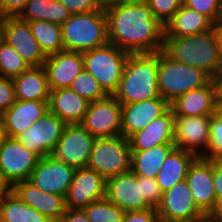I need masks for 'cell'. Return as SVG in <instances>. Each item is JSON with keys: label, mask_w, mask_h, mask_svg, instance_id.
<instances>
[{"label": "cell", "mask_w": 222, "mask_h": 222, "mask_svg": "<svg viewBox=\"0 0 222 222\" xmlns=\"http://www.w3.org/2000/svg\"><path fill=\"white\" fill-rule=\"evenodd\" d=\"M162 51L175 61L204 71L213 80L222 71L215 27L191 36L164 38Z\"/></svg>", "instance_id": "cell-2"}, {"label": "cell", "mask_w": 222, "mask_h": 222, "mask_svg": "<svg viewBox=\"0 0 222 222\" xmlns=\"http://www.w3.org/2000/svg\"><path fill=\"white\" fill-rule=\"evenodd\" d=\"M69 88L89 102L101 100L108 96L98 81L85 69L73 80Z\"/></svg>", "instance_id": "cell-34"}, {"label": "cell", "mask_w": 222, "mask_h": 222, "mask_svg": "<svg viewBox=\"0 0 222 222\" xmlns=\"http://www.w3.org/2000/svg\"><path fill=\"white\" fill-rule=\"evenodd\" d=\"M149 0H115L117 3H122V4H136V5H143V4H148Z\"/></svg>", "instance_id": "cell-54"}, {"label": "cell", "mask_w": 222, "mask_h": 222, "mask_svg": "<svg viewBox=\"0 0 222 222\" xmlns=\"http://www.w3.org/2000/svg\"><path fill=\"white\" fill-rule=\"evenodd\" d=\"M48 111V101L16 100L15 103L1 115L7 137L15 138L18 134L28 130L33 123L39 121Z\"/></svg>", "instance_id": "cell-24"}, {"label": "cell", "mask_w": 222, "mask_h": 222, "mask_svg": "<svg viewBox=\"0 0 222 222\" xmlns=\"http://www.w3.org/2000/svg\"><path fill=\"white\" fill-rule=\"evenodd\" d=\"M0 38L17 52L29 67L43 66L46 56L34 38L29 22L19 17L0 19Z\"/></svg>", "instance_id": "cell-8"}, {"label": "cell", "mask_w": 222, "mask_h": 222, "mask_svg": "<svg viewBox=\"0 0 222 222\" xmlns=\"http://www.w3.org/2000/svg\"><path fill=\"white\" fill-rule=\"evenodd\" d=\"M12 80L16 100L49 101L50 88L43 66L29 67Z\"/></svg>", "instance_id": "cell-27"}, {"label": "cell", "mask_w": 222, "mask_h": 222, "mask_svg": "<svg viewBox=\"0 0 222 222\" xmlns=\"http://www.w3.org/2000/svg\"><path fill=\"white\" fill-rule=\"evenodd\" d=\"M175 144H160L147 150H131V171L143 177L156 179L164 160Z\"/></svg>", "instance_id": "cell-29"}, {"label": "cell", "mask_w": 222, "mask_h": 222, "mask_svg": "<svg viewBox=\"0 0 222 222\" xmlns=\"http://www.w3.org/2000/svg\"><path fill=\"white\" fill-rule=\"evenodd\" d=\"M106 179L95 170L76 168L65 196L67 209H83L90 203L105 198Z\"/></svg>", "instance_id": "cell-16"}, {"label": "cell", "mask_w": 222, "mask_h": 222, "mask_svg": "<svg viewBox=\"0 0 222 222\" xmlns=\"http://www.w3.org/2000/svg\"><path fill=\"white\" fill-rule=\"evenodd\" d=\"M122 222H159L155 208L124 212Z\"/></svg>", "instance_id": "cell-41"}, {"label": "cell", "mask_w": 222, "mask_h": 222, "mask_svg": "<svg viewBox=\"0 0 222 222\" xmlns=\"http://www.w3.org/2000/svg\"><path fill=\"white\" fill-rule=\"evenodd\" d=\"M156 211L159 222H178L202 213L193 199L186 180L162 193Z\"/></svg>", "instance_id": "cell-17"}, {"label": "cell", "mask_w": 222, "mask_h": 222, "mask_svg": "<svg viewBox=\"0 0 222 222\" xmlns=\"http://www.w3.org/2000/svg\"><path fill=\"white\" fill-rule=\"evenodd\" d=\"M58 222H90L82 209H66Z\"/></svg>", "instance_id": "cell-45"}, {"label": "cell", "mask_w": 222, "mask_h": 222, "mask_svg": "<svg viewBox=\"0 0 222 222\" xmlns=\"http://www.w3.org/2000/svg\"><path fill=\"white\" fill-rule=\"evenodd\" d=\"M212 78L204 71L180 63L159 51L158 91L170 104L184 93L207 85Z\"/></svg>", "instance_id": "cell-5"}, {"label": "cell", "mask_w": 222, "mask_h": 222, "mask_svg": "<svg viewBox=\"0 0 222 222\" xmlns=\"http://www.w3.org/2000/svg\"><path fill=\"white\" fill-rule=\"evenodd\" d=\"M12 192L27 205L46 216L52 222H58L66 212L65 197L44 192L29 180L17 182Z\"/></svg>", "instance_id": "cell-21"}, {"label": "cell", "mask_w": 222, "mask_h": 222, "mask_svg": "<svg viewBox=\"0 0 222 222\" xmlns=\"http://www.w3.org/2000/svg\"><path fill=\"white\" fill-rule=\"evenodd\" d=\"M57 0H28L19 18L30 21L48 22V5Z\"/></svg>", "instance_id": "cell-38"}, {"label": "cell", "mask_w": 222, "mask_h": 222, "mask_svg": "<svg viewBox=\"0 0 222 222\" xmlns=\"http://www.w3.org/2000/svg\"><path fill=\"white\" fill-rule=\"evenodd\" d=\"M29 26L46 57L64 50L61 25L47 21H30Z\"/></svg>", "instance_id": "cell-31"}, {"label": "cell", "mask_w": 222, "mask_h": 222, "mask_svg": "<svg viewBox=\"0 0 222 222\" xmlns=\"http://www.w3.org/2000/svg\"><path fill=\"white\" fill-rule=\"evenodd\" d=\"M159 52L130 53L113 96L121 105L158 98Z\"/></svg>", "instance_id": "cell-3"}, {"label": "cell", "mask_w": 222, "mask_h": 222, "mask_svg": "<svg viewBox=\"0 0 222 222\" xmlns=\"http://www.w3.org/2000/svg\"><path fill=\"white\" fill-rule=\"evenodd\" d=\"M90 222H122L124 212L106 198L82 209Z\"/></svg>", "instance_id": "cell-33"}, {"label": "cell", "mask_w": 222, "mask_h": 222, "mask_svg": "<svg viewBox=\"0 0 222 222\" xmlns=\"http://www.w3.org/2000/svg\"><path fill=\"white\" fill-rule=\"evenodd\" d=\"M215 222H222V196L217 197L213 208L209 211Z\"/></svg>", "instance_id": "cell-47"}, {"label": "cell", "mask_w": 222, "mask_h": 222, "mask_svg": "<svg viewBox=\"0 0 222 222\" xmlns=\"http://www.w3.org/2000/svg\"><path fill=\"white\" fill-rule=\"evenodd\" d=\"M28 68L21 56L0 38V77L13 79Z\"/></svg>", "instance_id": "cell-32"}, {"label": "cell", "mask_w": 222, "mask_h": 222, "mask_svg": "<svg viewBox=\"0 0 222 222\" xmlns=\"http://www.w3.org/2000/svg\"><path fill=\"white\" fill-rule=\"evenodd\" d=\"M87 168L95 170L106 180L131 169L129 139L123 135L96 138Z\"/></svg>", "instance_id": "cell-7"}, {"label": "cell", "mask_w": 222, "mask_h": 222, "mask_svg": "<svg viewBox=\"0 0 222 222\" xmlns=\"http://www.w3.org/2000/svg\"><path fill=\"white\" fill-rule=\"evenodd\" d=\"M141 190L145 201L152 207L157 208L161 201L162 192L156 179L141 176Z\"/></svg>", "instance_id": "cell-39"}, {"label": "cell", "mask_w": 222, "mask_h": 222, "mask_svg": "<svg viewBox=\"0 0 222 222\" xmlns=\"http://www.w3.org/2000/svg\"><path fill=\"white\" fill-rule=\"evenodd\" d=\"M183 5L208 17L215 25L222 20V0H182Z\"/></svg>", "instance_id": "cell-36"}, {"label": "cell", "mask_w": 222, "mask_h": 222, "mask_svg": "<svg viewBox=\"0 0 222 222\" xmlns=\"http://www.w3.org/2000/svg\"><path fill=\"white\" fill-rule=\"evenodd\" d=\"M43 67L50 90L69 88L84 70V59L81 52L62 50L47 56Z\"/></svg>", "instance_id": "cell-18"}, {"label": "cell", "mask_w": 222, "mask_h": 222, "mask_svg": "<svg viewBox=\"0 0 222 222\" xmlns=\"http://www.w3.org/2000/svg\"><path fill=\"white\" fill-rule=\"evenodd\" d=\"M198 156L190 151L174 147L161 165L156 182L163 193L186 179L190 165Z\"/></svg>", "instance_id": "cell-26"}, {"label": "cell", "mask_w": 222, "mask_h": 222, "mask_svg": "<svg viewBox=\"0 0 222 222\" xmlns=\"http://www.w3.org/2000/svg\"><path fill=\"white\" fill-rule=\"evenodd\" d=\"M6 138H7V135L5 131L4 121H3L2 116H0V146L3 144Z\"/></svg>", "instance_id": "cell-53"}, {"label": "cell", "mask_w": 222, "mask_h": 222, "mask_svg": "<svg viewBox=\"0 0 222 222\" xmlns=\"http://www.w3.org/2000/svg\"><path fill=\"white\" fill-rule=\"evenodd\" d=\"M122 105L113 96L92 101L80 123L95 138L114 137L121 134Z\"/></svg>", "instance_id": "cell-9"}, {"label": "cell", "mask_w": 222, "mask_h": 222, "mask_svg": "<svg viewBox=\"0 0 222 222\" xmlns=\"http://www.w3.org/2000/svg\"><path fill=\"white\" fill-rule=\"evenodd\" d=\"M108 43L129 53H155L163 48L165 27L148 4L114 2L105 9Z\"/></svg>", "instance_id": "cell-1"}, {"label": "cell", "mask_w": 222, "mask_h": 222, "mask_svg": "<svg viewBox=\"0 0 222 222\" xmlns=\"http://www.w3.org/2000/svg\"><path fill=\"white\" fill-rule=\"evenodd\" d=\"M15 101L13 80L0 77V116L9 109Z\"/></svg>", "instance_id": "cell-40"}, {"label": "cell", "mask_w": 222, "mask_h": 222, "mask_svg": "<svg viewBox=\"0 0 222 222\" xmlns=\"http://www.w3.org/2000/svg\"><path fill=\"white\" fill-rule=\"evenodd\" d=\"M169 108L170 103L161 96L146 101L123 104L121 134L125 138H129L163 115Z\"/></svg>", "instance_id": "cell-19"}, {"label": "cell", "mask_w": 222, "mask_h": 222, "mask_svg": "<svg viewBox=\"0 0 222 222\" xmlns=\"http://www.w3.org/2000/svg\"><path fill=\"white\" fill-rule=\"evenodd\" d=\"M95 139L81 124H66L51 155L74 168H85Z\"/></svg>", "instance_id": "cell-10"}, {"label": "cell", "mask_w": 222, "mask_h": 222, "mask_svg": "<svg viewBox=\"0 0 222 222\" xmlns=\"http://www.w3.org/2000/svg\"><path fill=\"white\" fill-rule=\"evenodd\" d=\"M28 0H0V19L19 17Z\"/></svg>", "instance_id": "cell-43"}, {"label": "cell", "mask_w": 222, "mask_h": 222, "mask_svg": "<svg viewBox=\"0 0 222 222\" xmlns=\"http://www.w3.org/2000/svg\"><path fill=\"white\" fill-rule=\"evenodd\" d=\"M214 27L215 24L208 17L182 4L165 25L164 38L191 36L209 31Z\"/></svg>", "instance_id": "cell-28"}, {"label": "cell", "mask_w": 222, "mask_h": 222, "mask_svg": "<svg viewBox=\"0 0 222 222\" xmlns=\"http://www.w3.org/2000/svg\"><path fill=\"white\" fill-rule=\"evenodd\" d=\"M216 36L219 44L220 57L222 60V20L215 25Z\"/></svg>", "instance_id": "cell-50"}, {"label": "cell", "mask_w": 222, "mask_h": 222, "mask_svg": "<svg viewBox=\"0 0 222 222\" xmlns=\"http://www.w3.org/2000/svg\"><path fill=\"white\" fill-rule=\"evenodd\" d=\"M213 185L216 198L222 196V161H213Z\"/></svg>", "instance_id": "cell-46"}, {"label": "cell", "mask_w": 222, "mask_h": 222, "mask_svg": "<svg viewBox=\"0 0 222 222\" xmlns=\"http://www.w3.org/2000/svg\"><path fill=\"white\" fill-rule=\"evenodd\" d=\"M12 188L13 186L10 184V182L3 175V172L0 170V199L3 196L12 193Z\"/></svg>", "instance_id": "cell-48"}, {"label": "cell", "mask_w": 222, "mask_h": 222, "mask_svg": "<svg viewBox=\"0 0 222 222\" xmlns=\"http://www.w3.org/2000/svg\"><path fill=\"white\" fill-rule=\"evenodd\" d=\"M129 54L114 44L107 43L82 53L84 69L98 81L108 95H113L122 78Z\"/></svg>", "instance_id": "cell-6"}, {"label": "cell", "mask_w": 222, "mask_h": 222, "mask_svg": "<svg viewBox=\"0 0 222 222\" xmlns=\"http://www.w3.org/2000/svg\"><path fill=\"white\" fill-rule=\"evenodd\" d=\"M72 13L60 2L52 1L48 5V22L62 25Z\"/></svg>", "instance_id": "cell-42"}, {"label": "cell", "mask_w": 222, "mask_h": 222, "mask_svg": "<svg viewBox=\"0 0 222 222\" xmlns=\"http://www.w3.org/2000/svg\"><path fill=\"white\" fill-rule=\"evenodd\" d=\"M175 115L170 107L163 115L128 139L131 150H147L160 144H174Z\"/></svg>", "instance_id": "cell-23"}, {"label": "cell", "mask_w": 222, "mask_h": 222, "mask_svg": "<svg viewBox=\"0 0 222 222\" xmlns=\"http://www.w3.org/2000/svg\"><path fill=\"white\" fill-rule=\"evenodd\" d=\"M60 1L72 14L89 13L98 7L92 0H57Z\"/></svg>", "instance_id": "cell-44"}, {"label": "cell", "mask_w": 222, "mask_h": 222, "mask_svg": "<svg viewBox=\"0 0 222 222\" xmlns=\"http://www.w3.org/2000/svg\"><path fill=\"white\" fill-rule=\"evenodd\" d=\"M202 157L222 161V120L215 114L211 116L209 148Z\"/></svg>", "instance_id": "cell-35"}, {"label": "cell", "mask_w": 222, "mask_h": 222, "mask_svg": "<svg viewBox=\"0 0 222 222\" xmlns=\"http://www.w3.org/2000/svg\"><path fill=\"white\" fill-rule=\"evenodd\" d=\"M89 103L70 88H60L50 90L48 108L65 124H80Z\"/></svg>", "instance_id": "cell-25"}, {"label": "cell", "mask_w": 222, "mask_h": 222, "mask_svg": "<svg viewBox=\"0 0 222 222\" xmlns=\"http://www.w3.org/2000/svg\"><path fill=\"white\" fill-rule=\"evenodd\" d=\"M211 116L175 117V147L203 156L210 143Z\"/></svg>", "instance_id": "cell-15"}, {"label": "cell", "mask_w": 222, "mask_h": 222, "mask_svg": "<svg viewBox=\"0 0 222 222\" xmlns=\"http://www.w3.org/2000/svg\"><path fill=\"white\" fill-rule=\"evenodd\" d=\"M178 222H215L209 212H202L197 216L187 218Z\"/></svg>", "instance_id": "cell-49"}, {"label": "cell", "mask_w": 222, "mask_h": 222, "mask_svg": "<svg viewBox=\"0 0 222 222\" xmlns=\"http://www.w3.org/2000/svg\"><path fill=\"white\" fill-rule=\"evenodd\" d=\"M76 168L61 162L52 155L39 158L29 181L44 192L65 197Z\"/></svg>", "instance_id": "cell-12"}, {"label": "cell", "mask_w": 222, "mask_h": 222, "mask_svg": "<svg viewBox=\"0 0 222 222\" xmlns=\"http://www.w3.org/2000/svg\"><path fill=\"white\" fill-rule=\"evenodd\" d=\"M216 82L218 86V94L222 97V71L219 73Z\"/></svg>", "instance_id": "cell-55"}, {"label": "cell", "mask_w": 222, "mask_h": 222, "mask_svg": "<svg viewBox=\"0 0 222 222\" xmlns=\"http://www.w3.org/2000/svg\"><path fill=\"white\" fill-rule=\"evenodd\" d=\"M65 125L54 113L48 111L28 130L18 134L15 139L41 158L51 155L54 151Z\"/></svg>", "instance_id": "cell-11"}, {"label": "cell", "mask_w": 222, "mask_h": 222, "mask_svg": "<svg viewBox=\"0 0 222 222\" xmlns=\"http://www.w3.org/2000/svg\"><path fill=\"white\" fill-rule=\"evenodd\" d=\"M215 115L222 120V97L219 94L215 101Z\"/></svg>", "instance_id": "cell-51"}, {"label": "cell", "mask_w": 222, "mask_h": 222, "mask_svg": "<svg viewBox=\"0 0 222 222\" xmlns=\"http://www.w3.org/2000/svg\"><path fill=\"white\" fill-rule=\"evenodd\" d=\"M92 1L98 8L102 9L110 7L115 2V0H92Z\"/></svg>", "instance_id": "cell-52"}, {"label": "cell", "mask_w": 222, "mask_h": 222, "mask_svg": "<svg viewBox=\"0 0 222 222\" xmlns=\"http://www.w3.org/2000/svg\"><path fill=\"white\" fill-rule=\"evenodd\" d=\"M0 218L5 222H52L13 192L0 199Z\"/></svg>", "instance_id": "cell-30"}, {"label": "cell", "mask_w": 222, "mask_h": 222, "mask_svg": "<svg viewBox=\"0 0 222 222\" xmlns=\"http://www.w3.org/2000/svg\"><path fill=\"white\" fill-rule=\"evenodd\" d=\"M217 95V82L212 79L207 85L179 96L170 104V107L175 117L212 116L215 114Z\"/></svg>", "instance_id": "cell-22"}, {"label": "cell", "mask_w": 222, "mask_h": 222, "mask_svg": "<svg viewBox=\"0 0 222 222\" xmlns=\"http://www.w3.org/2000/svg\"><path fill=\"white\" fill-rule=\"evenodd\" d=\"M183 4L182 0H149L152 15L165 27Z\"/></svg>", "instance_id": "cell-37"}, {"label": "cell", "mask_w": 222, "mask_h": 222, "mask_svg": "<svg viewBox=\"0 0 222 222\" xmlns=\"http://www.w3.org/2000/svg\"><path fill=\"white\" fill-rule=\"evenodd\" d=\"M185 180L197 207L202 212H209L216 200L213 185V161L198 156L190 165Z\"/></svg>", "instance_id": "cell-20"}, {"label": "cell", "mask_w": 222, "mask_h": 222, "mask_svg": "<svg viewBox=\"0 0 222 222\" xmlns=\"http://www.w3.org/2000/svg\"><path fill=\"white\" fill-rule=\"evenodd\" d=\"M39 158L15 138L7 137L0 146V170L12 186L17 182L29 180Z\"/></svg>", "instance_id": "cell-14"}, {"label": "cell", "mask_w": 222, "mask_h": 222, "mask_svg": "<svg viewBox=\"0 0 222 222\" xmlns=\"http://www.w3.org/2000/svg\"><path fill=\"white\" fill-rule=\"evenodd\" d=\"M64 50L86 52L108 43L105 9L72 14L61 25Z\"/></svg>", "instance_id": "cell-4"}, {"label": "cell", "mask_w": 222, "mask_h": 222, "mask_svg": "<svg viewBox=\"0 0 222 222\" xmlns=\"http://www.w3.org/2000/svg\"><path fill=\"white\" fill-rule=\"evenodd\" d=\"M105 198L123 212L152 208L142 195L141 176L131 170L106 180Z\"/></svg>", "instance_id": "cell-13"}]
</instances>
